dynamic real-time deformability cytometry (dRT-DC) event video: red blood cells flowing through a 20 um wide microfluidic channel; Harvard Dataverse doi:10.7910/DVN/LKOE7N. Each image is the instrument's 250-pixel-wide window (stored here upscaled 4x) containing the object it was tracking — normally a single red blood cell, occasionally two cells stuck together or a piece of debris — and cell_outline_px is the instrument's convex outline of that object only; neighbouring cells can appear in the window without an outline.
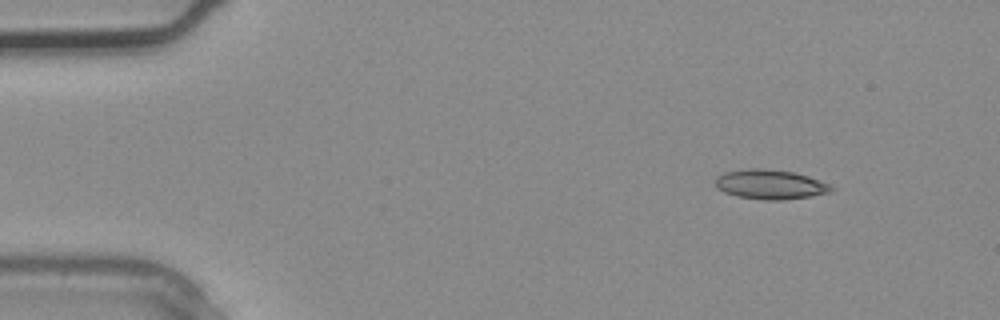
{"species": "common noctule bat (a hibernating species)", "species_latin": "Nyctalus noctula", "temperature_condition": "warm", "stored_images_in_passage": 2, "camera_frame_rate_fps": 3000, "um_per_image_px": 0.085, "animal": {"sex": "male", "body_mass_g": 20.4}, "frame": {"image": 1, "passage_image": 1, "time_ms": 0.0, "image_size_px": [1000, 320], "cell_outline_px": [[836, 188], [832, 192], [812, 196], [784, 200], [764, 200], [736, 196], [724, 192], [716, 188], [716, 176], [724, 172], [748, 168], [756, 168], [792, 172], [808, 176], [828, 184]], "centroid_in_image_um": [65.46, 15.69], "position_along_channel_um": 19.5, "area_um2": 20.0}}